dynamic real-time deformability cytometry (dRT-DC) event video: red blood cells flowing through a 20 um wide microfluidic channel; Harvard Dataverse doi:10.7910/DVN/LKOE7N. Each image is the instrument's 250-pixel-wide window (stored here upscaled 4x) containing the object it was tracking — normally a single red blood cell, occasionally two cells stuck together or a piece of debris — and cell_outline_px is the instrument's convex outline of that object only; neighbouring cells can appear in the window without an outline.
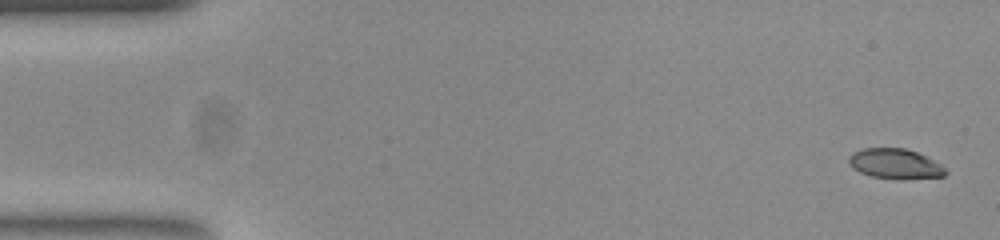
{"species": "common noctule bat (a hibernating species)", "species_latin": "Nyctalus noctula", "temperature_condition": "room temperature", "stored_images_in_passage": 53, "camera_frame_rate_fps": 3000, "um_per_image_px": 0.085, "animal": {"sex": "female", "body_mass_g": 23.0, "forearm_length_mm": 53.4}, "frame": {"image": 1, "passage_image": 1, "time_ms": 0.0, "image_size_px": [1000, 240], "cell_outline_px": [[948, 172], [944, 176], [900, 180], [896, 180], [872, 176], [860, 172], [852, 168], [848, 164], [848, 156], [852, 152], [864, 148], [904, 148], [916, 152], [940, 164]], "centroid_in_image_um": [76.04, 13.93], "position_along_channel_um": 9.0, "area_um2": 17.05}}
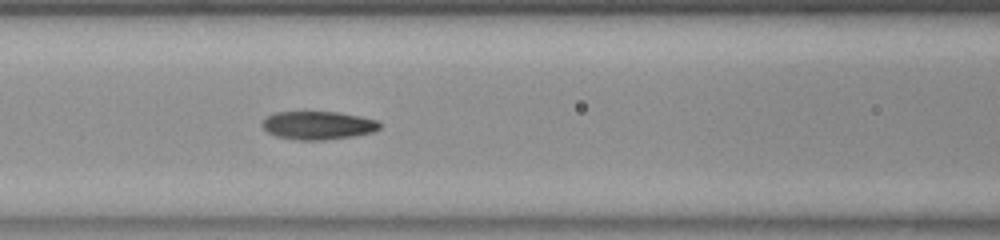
{"frame": {"image": 2, "passage_image": 22, "time_ms": 7.0, "image_size_px": [1000, 240], "cell_outline_px": [[380, 128], [372, 132], [352, 136], [324, 140], [300, 140], [276, 136], [268, 132], [264, 128], [264, 120], [268, 116], [276, 112], [340, 112], [360, 116], [376, 120], [380, 124]], "centroid_in_image_um": [27.06, 10.65], "position_along_channel_um": 139.5, "area_um2": 19.07}}
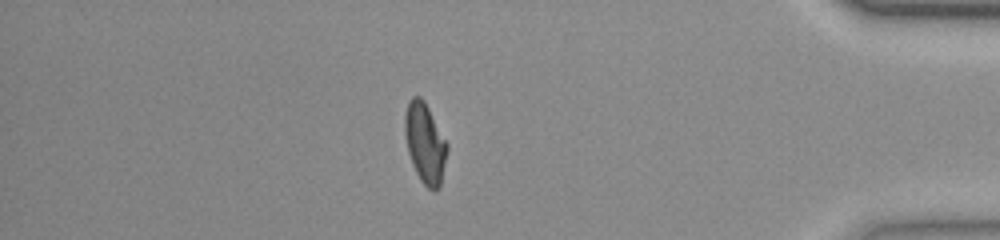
{"frame": {"image": 3, "passage_image": 46, "time_ms": 15.0, "image_size_px": [1000, 240], "cell_outline_px": [[448, 148], [440, 188], [432, 192], [420, 180], [412, 164], [408, 152], [404, 132], [404, 116], [408, 100], [412, 96], [420, 96], [424, 100], [448, 144]], "centroid_in_image_um": [36.12, 12.17], "position_along_channel_um": 399.1, "area_um2": 19.94}, "authors_computed_cell_mechanics": {"area_um2": 19.3052, "velocity_mm_per_s": 3.7602, "shape_relaxation_time_tau1_ms": 4.3629, "shape_relaxation_time_tau2_ms": 1.8574, "deformation_change_tau1": 0.197, "deformation_change_tau2": 0.0801}}